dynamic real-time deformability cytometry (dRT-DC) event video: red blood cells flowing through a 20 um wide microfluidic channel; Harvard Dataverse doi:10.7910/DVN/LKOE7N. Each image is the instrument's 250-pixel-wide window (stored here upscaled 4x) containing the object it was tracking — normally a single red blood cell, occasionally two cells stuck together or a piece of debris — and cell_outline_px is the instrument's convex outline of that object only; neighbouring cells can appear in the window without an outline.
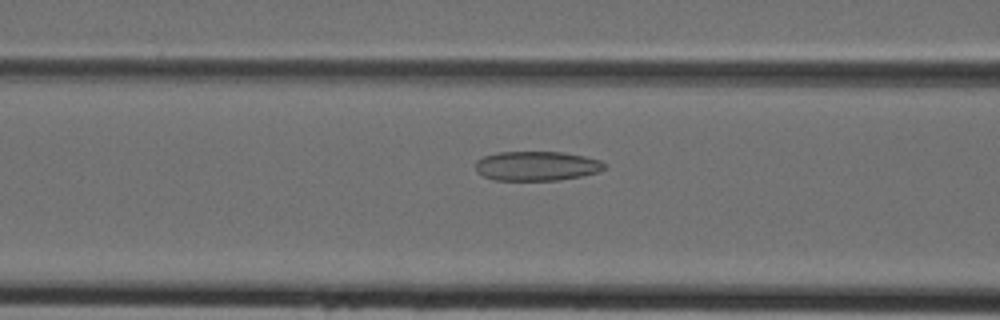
{"species": "Egyptian fruit bat (a non-hibernating species)", "species_latin": "Rousettus aegyptiacus", "temperature_condition": "cold", "stored_images_in_passage": 30, "camera_frame_rate_fps": 3000, "um_per_image_px": 0.085, "animal": {"sex": "female"}, "frame": {"image": 1, "passage_image": 4, "time_ms": 1.0, "image_size_px": [1000, 320], "cell_outline_px": [[608, 164], [600, 172], [560, 180], [492, 180], [476, 172], [476, 160], [484, 156], [500, 152], [560, 152], [584, 156], [600, 160]], "centroid_in_image_um": [45.63, 14.11], "position_along_channel_um": 121.0, "area_um2": 22.2}}
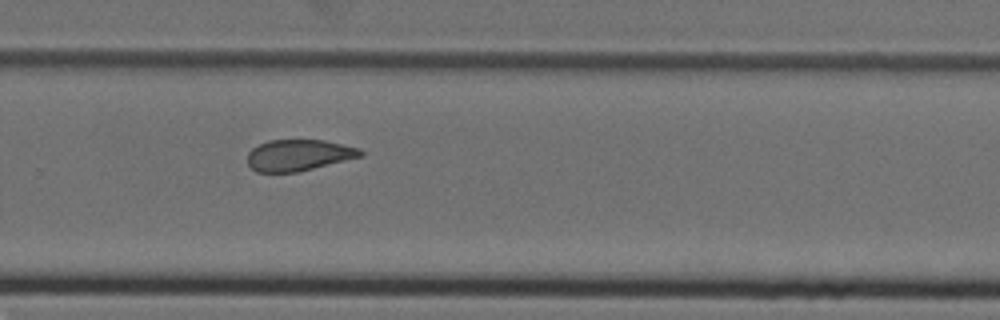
{"frame": {"image": 2, "passage_image": 16, "time_ms": 5.0, "image_size_px": [1000, 320], "cell_outline_px": [[364, 156], [296, 172], [256, 172], [248, 164], [248, 152], [252, 148], [268, 140], [324, 140], [360, 148], [364, 152]], "centroid_in_image_um": [25.4, 13.18], "position_along_channel_um": 304.4, "area_um2": 20.58}}
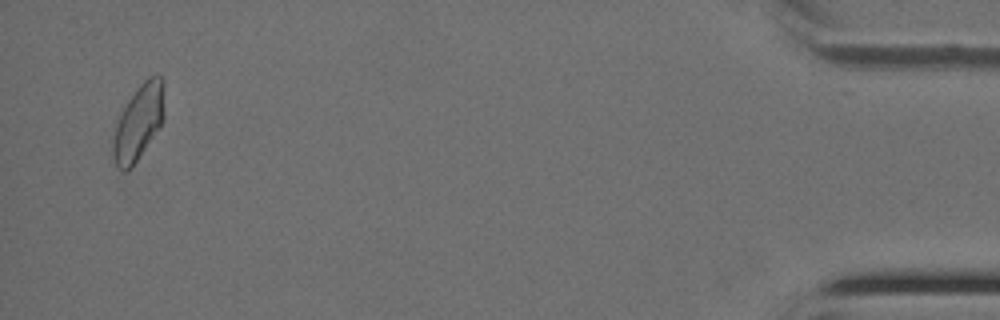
{"frame": {"image": 3, "passage_image": 29, "time_ms": 9.333, "image_size_px": [1000, 320], "cell_outline_px": [[164, 120], [132, 168], [124, 172], [116, 168], [112, 160], [112, 136], [116, 124], [128, 100], [140, 84], [148, 76], [160, 76], [164, 80]], "centroid_in_image_um": [11.76, 10.44], "position_along_channel_um": 423.4, "area_um2": 22.77}}